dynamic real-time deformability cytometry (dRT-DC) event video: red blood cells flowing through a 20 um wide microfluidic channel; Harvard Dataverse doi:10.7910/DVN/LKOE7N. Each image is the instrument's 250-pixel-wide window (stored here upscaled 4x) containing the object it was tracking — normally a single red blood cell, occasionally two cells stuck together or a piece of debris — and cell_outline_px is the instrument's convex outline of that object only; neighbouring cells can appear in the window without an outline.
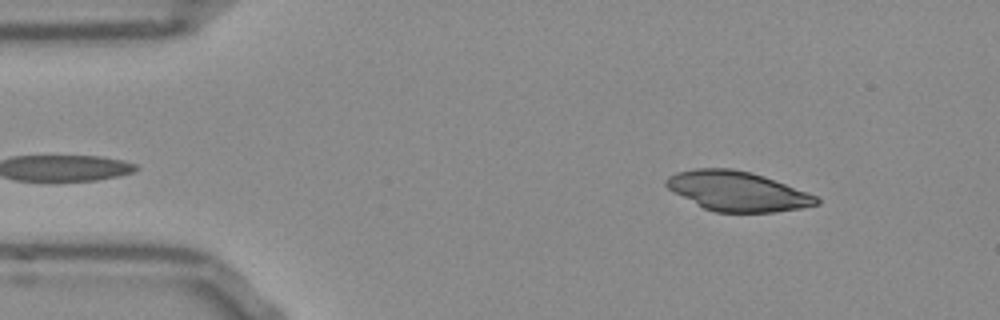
{"species": "Egyptian fruit bat (a non-hibernating species)", "species_latin": "Rousettus aegyptiacus", "temperature_condition": "room temperature", "stored_images_in_passage": 48, "camera_frame_rate_fps": 3000, "um_per_image_px": 0.085, "frame": {"image": 1, "passage_image": 3, "time_ms": 0.667, "image_size_px": [1000, 320], "cell_outline_px": [[820, 204], [800, 208], [772, 212], [716, 212], [704, 208], [668, 188], [664, 184], [664, 180], [668, 176], [676, 172], [696, 168], [732, 168], [752, 172], [764, 176], [808, 192], [816, 196], [820, 200]], "centroid_in_image_um": [62.68, 16.24], "position_along_channel_um": 22.3, "area_um2": 34.56}}
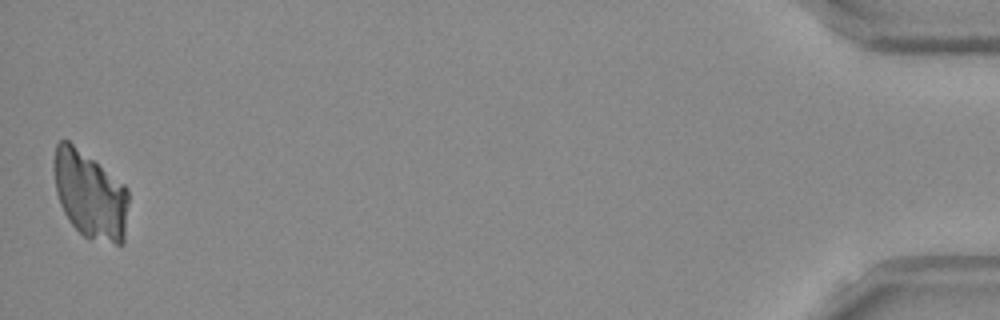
{"frame": {"image": 2, "passage_image": 48, "time_ms": 15.667, "image_size_px": [1000, 320], "cell_outline_px": [[128, 204], [124, 244], [116, 244], [84, 236], [68, 220], [60, 204], [56, 192], [52, 168], [52, 164], [56, 144], [60, 140], [68, 140], [124, 184], [128, 188]], "centroid_in_image_um": [7.64, 16.55], "position_along_channel_um": 427.6, "area_um2": 38.03}}